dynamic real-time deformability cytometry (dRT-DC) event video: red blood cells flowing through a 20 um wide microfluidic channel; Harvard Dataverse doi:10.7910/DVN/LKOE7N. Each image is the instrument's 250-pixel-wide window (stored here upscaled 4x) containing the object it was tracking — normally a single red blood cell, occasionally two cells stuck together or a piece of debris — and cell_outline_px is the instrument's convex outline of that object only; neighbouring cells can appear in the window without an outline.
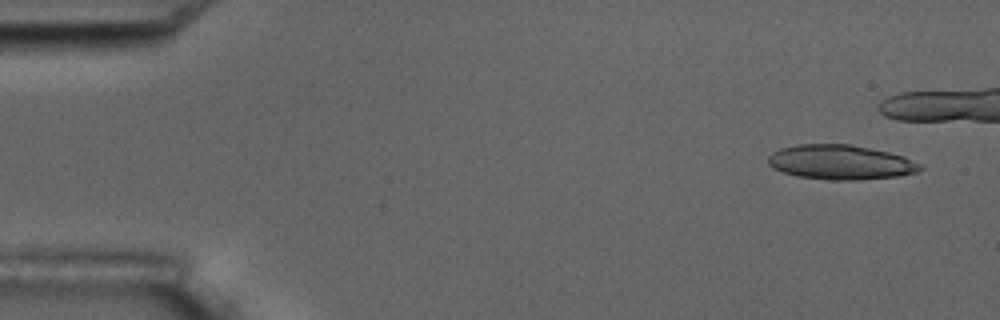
{"species": "common noctule bat (a hibernating species)", "species_latin": "Nyctalus noctula", "temperature_condition": "room temperature", "stored_images_in_passage": 13, "camera_frame_rate_fps": 3000, "um_per_image_px": 0.085, "animal": {"sex": "male", "body_mass_g": 17.5, "forearm_length_mm": 52.3}, "frame": {"image": 1, "passage_image": 1, "time_ms": 0.0, "image_size_px": [1000, 320], "cell_outline_px": [[924, 168], [916, 172], [900, 176], [856, 180], [828, 180], [796, 176], [772, 168], [768, 164], [768, 156], [772, 152], [780, 148], [800, 144], [848, 144], [888, 152], [904, 156], [920, 164]], "centroid_in_image_um": [71.43, 13.8], "position_along_channel_um": 13.6, "area_um2": 30.69}}